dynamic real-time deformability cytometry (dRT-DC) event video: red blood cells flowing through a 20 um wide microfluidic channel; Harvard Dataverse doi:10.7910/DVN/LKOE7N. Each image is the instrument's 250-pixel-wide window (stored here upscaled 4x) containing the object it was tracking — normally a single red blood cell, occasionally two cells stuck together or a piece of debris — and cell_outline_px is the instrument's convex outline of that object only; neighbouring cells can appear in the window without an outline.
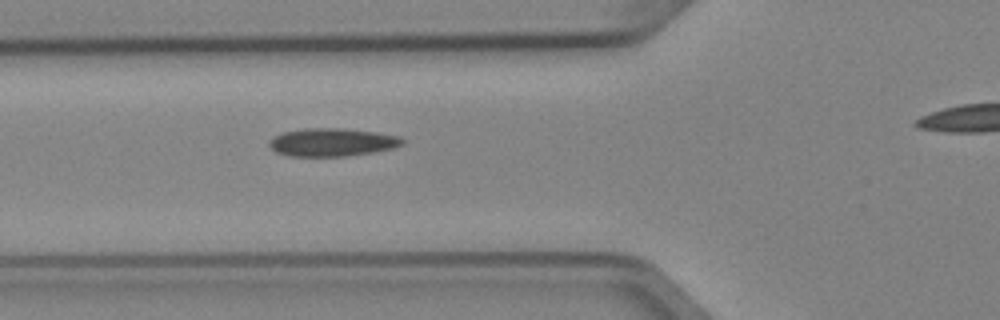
{"species": "Egyptian fruit bat (a non-hibernating species)", "species_latin": "Rousettus aegyptiacus", "temperature_condition": "cold", "stored_images_in_passage": 7, "segment_of_instrument_passage": [1, 2], "camera_frame_rate_fps": 3000, "um_per_image_px": 0.085, "animal": {"sex": "female"}, "frame": {"image": 1, "passage_image": 6, "time_ms": 1.667, "image_size_px": [1000, 320], "cell_outline_px": [[404, 144], [392, 148], [372, 152], [344, 156], [288, 156], [276, 152], [268, 144], [280, 132], [304, 128], [344, 128], [376, 132], [400, 136], [404, 140]], "centroid_in_image_um": [28.24, 12.08], "position_along_channel_um": 97.6, "area_um2": 21.73}}